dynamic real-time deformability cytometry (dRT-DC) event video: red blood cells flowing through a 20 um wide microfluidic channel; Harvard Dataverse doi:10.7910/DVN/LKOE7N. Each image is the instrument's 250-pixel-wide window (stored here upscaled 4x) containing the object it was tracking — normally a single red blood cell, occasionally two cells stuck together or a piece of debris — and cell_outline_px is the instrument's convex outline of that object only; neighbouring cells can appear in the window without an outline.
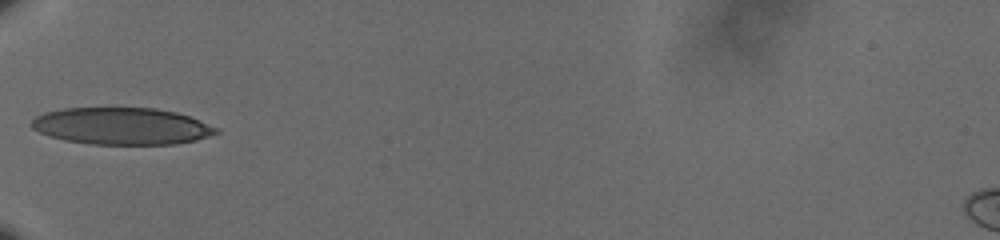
{"species": "human", "species_latin": "Homo sapiens", "temperature_condition": "cold", "stored_images_in_passage": 36, "camera_frame_rate_fps": 3000, "um_per_image_px": 0.085, "donor": {"sex": "male"}, "frame": {"image": 1, "passage_image": 1, "time_ms": 0.0, "image_size_px": [1000, 240], "cell_outline_px": [[220, 132], [196, 140], [176, 144], [92, 144], [64, 140], [40, 132], [32, 128], [28, 124], [36, 116], [44, 112], [64, 108], [156, 108], [176, 112], [188, 116], [220, 128]], "centroid_in_image_um": [10.35, 10.71], "position_along_channel_um": 74.7, "area_um2": 39.77}}
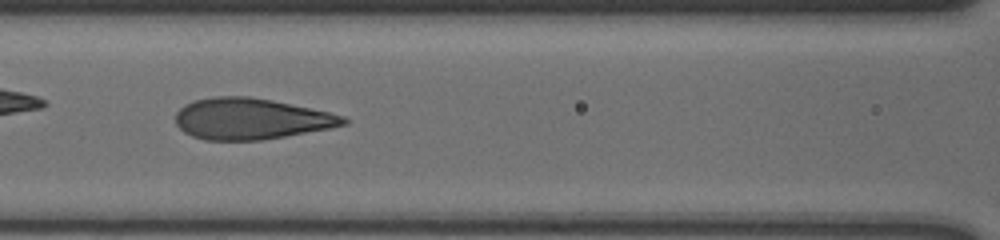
{"frame": {"image": 2, "passage_image": 7, "time_ms": 2.0, "image_size_px": [1000, 240], "cell_outline_px": [[348, 124], [332, 128], [260, 140], [204, 140], [192, 136], [184, 132], [176, 124], [176, 112], [184, 104], [192, 100], [216, 96], [248, 96], [272, 100], [328, 112], [344, 116], [348, 120]], "centroid_in_image_um": [21.31, 10.09], "position_along_channel_um": 145.3, "area_um2": 40.23}}
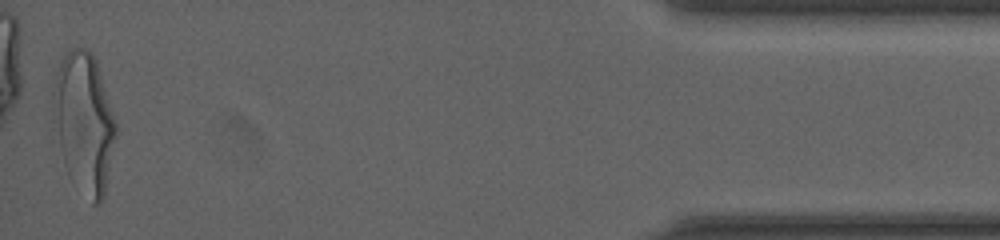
{"frame": {"image": 3, "passage_image": 36, "time_ms": 11.667, "image_size_px": [1000, 240], "cell_outline_px": [[116, 136], [104, 196], [100, 204], [92, 204], [68, 176], [64, 164], [60, 144], [52, 92], [56, 72], [60, 60], [72, 48], [84, 48], [92, 52], [96, 60], [116, 124]], "centroid_in_image_um": [7.16, 10.42], "position_along_channel_um": 428.0, "area_um2": 50.17}, "authors_computed_cell_mechanics": {"area_um2": 40.7201, "velocity_mm_per_s": 3.6209, "shape_relaxation_time_tau1_ms": 5.6228, "shape_relaxation_time_tau2_ms": null, "deformation_change_tau1": 0.1982, "deformation_change_tau2": null}}